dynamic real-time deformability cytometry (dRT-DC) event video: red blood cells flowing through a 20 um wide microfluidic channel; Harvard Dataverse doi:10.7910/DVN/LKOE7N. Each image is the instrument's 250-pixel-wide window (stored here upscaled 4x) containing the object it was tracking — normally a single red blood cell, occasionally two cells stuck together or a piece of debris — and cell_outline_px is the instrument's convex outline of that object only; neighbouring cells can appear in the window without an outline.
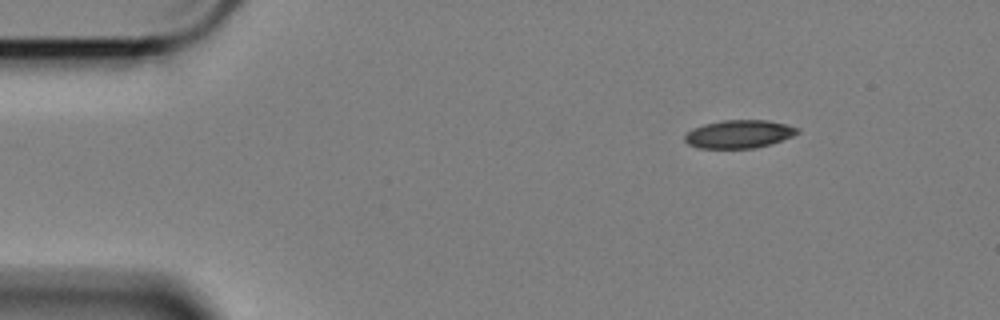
{"species": "Egyptian fruit bat (a non-hibernating species)", "species_latin": "Rousettus aegyptiacus", "temperature_condition": "cold", "stored_images_in_passage": 52, "camera_frame_rate_fps": 3000, "um_per_image_px": 0.085, "animal": {"sex": "female"}, "frame": {"image": 1, "passage_image": 1, "time_ms": 0.0, "image_size_px": [1000, 320], "cell_outline_px": [[800, 132], [792, 136], [756, 148], [700, 148], [688, 144], [684, 140], [684, 136], [692, 128], [704, 124], [720, 120], [768, 120], [800, 128]], "centroid_in_image_um": [62.79, 11.39], "position_along_channel_um": 22.2, "area_um2": 18.38}}
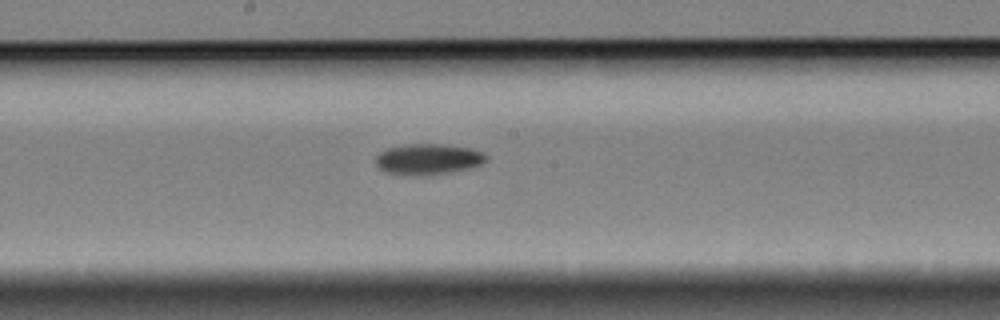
{"frame": {"image": 2, "passage_image": 24, "time_ms": 7.667, "image_size_px": [1000, 320], "cell_outline_px": [[488, 160], [480, 164], [468, 168], [452, 172], [424, 176], [388, 172], [380, 168], [376, 164], [376, 156], [380, 152], [388, 148], [408, 144], [444, 144], [468, 148], [484, 152], [488, 156]], "centroid_in_image_um": [36.43, 13.52], "position_along_channel_um": 211.8, "area_um2": 19.71}}
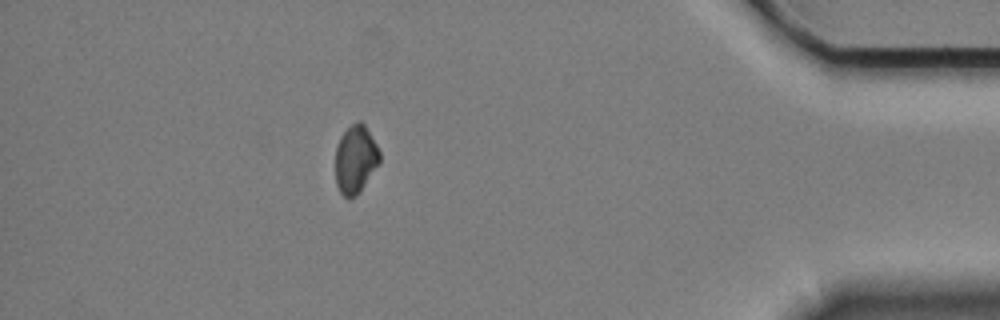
{"frame": {"image": 3, "passage_image": 45, "time_ms": 14.667, "image_size_px": [1000, 320], "cell_outline_px": [[380, 164], [356, 196], [344, 196], [340, 192], [336, 184], [336, 148], [340, 136], [356, 120], [360, 120], [364, 124], [376, 144], [380, 152]], "centroid_in_image_um": [30.23, 13.52], "position_along_channel_um": 405.0, "area_um2": 17.46}}